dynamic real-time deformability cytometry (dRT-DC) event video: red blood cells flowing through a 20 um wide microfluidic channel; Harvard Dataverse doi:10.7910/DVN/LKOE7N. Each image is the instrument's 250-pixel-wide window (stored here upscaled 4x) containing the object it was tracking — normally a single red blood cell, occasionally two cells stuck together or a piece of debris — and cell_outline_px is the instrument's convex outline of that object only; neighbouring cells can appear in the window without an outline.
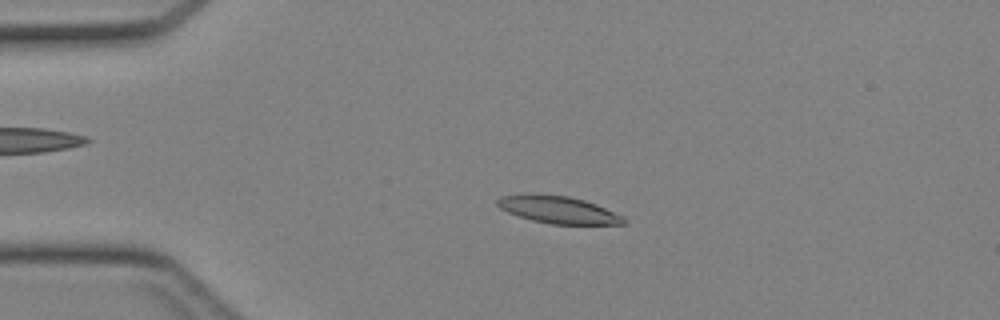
{"species": "Egyptian fruit bat (a non-hibernating species)", "species_latin": "Rousettus aegyptiacus", "temperature_condition": "cold", "stored_images_in_passage": 44, "camera_frame_rate_fps": 3000, "um_per_image_px": 0.085, "animal": {"sex": "female"}, "frame": {"image": 1, "passage_image": 10, "time_ms": 3.0, "image_size_px": [1000, 320], "cell_outline_px": [[628, 224], [552, 224], [532, 220], [508, 212], [500, 208], [496, 204], [496, 200], [500, 196], [528, 192], [568, 196], [584, 200], [596, 204], [624, 216]], "centroid_in_image_um": [47.43, 17.8], "position_along_channel_um": 37.6, "area_um2": 20.35}}
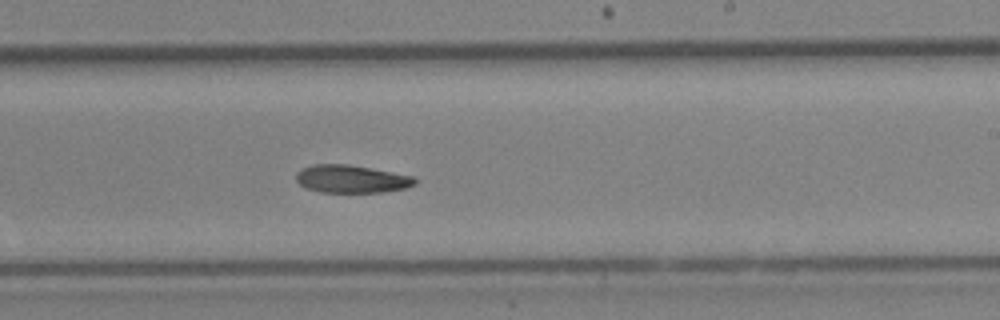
{"frame": {"image": 2, "passage_image": 27, "time_ms": 8.667, "image_size_px": [1000, 320], "cell_outline_px": [[416, 184], [404, 188], [380, 192], [320, 192], [304, 188], [296, 180], [296, 172], [300, 168], [312, 164], [348, 164], [392, 172], [412, 176], [416, 180]], "centroid_in_image_um": [29.8, 15.2], "position_along_channel_um": 259.2, "area_um2": 19.25}}
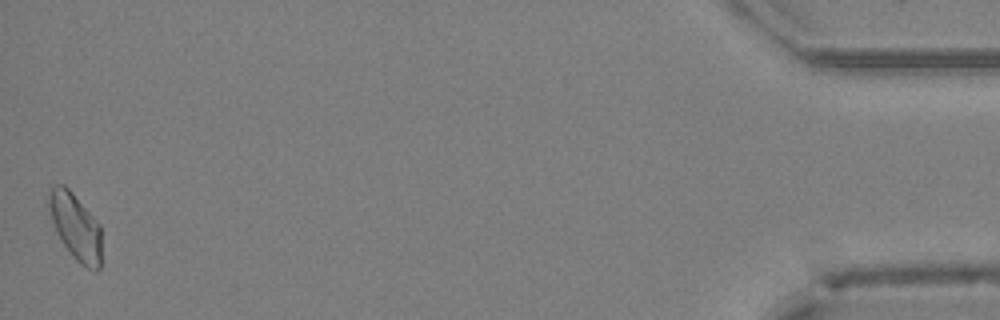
{"frame": {"image": 3, "passage_image": 44, "time_ms": 14.333, "image_size_px": [1000, 320], "cell_outline_px": [[100, 268], [96, 272], [80, 264], [72, 256], [56, 232], [52, 220], [48, 204], [48, 192], [56, 184], [64, 184], [72, 192], [100, 224]], "centroid_in_image_um": [6.42, 19.26], "position_along_channel_um": 428.8, "area_um2": 20.23}}